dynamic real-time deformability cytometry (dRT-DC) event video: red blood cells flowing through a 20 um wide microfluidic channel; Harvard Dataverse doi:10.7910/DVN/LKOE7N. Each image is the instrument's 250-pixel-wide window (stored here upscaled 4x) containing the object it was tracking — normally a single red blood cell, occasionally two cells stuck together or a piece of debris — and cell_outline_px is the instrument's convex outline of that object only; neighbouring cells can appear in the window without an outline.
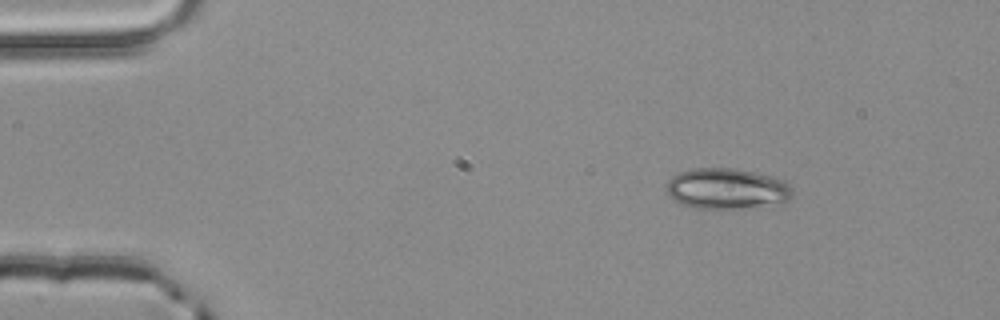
{"species": "common noctule bat (a hibernating species)", "species_latin": "Nyctalus noctula", "temperature_condition": "room temperature", "stored_images_in_passage": 3, "camera_frame_rate_fps": 3000, "um_per_image_px": 0.085, "animal": {"sex": "male", "body_mass_g": 20.4}, "frame": {"image": 1, "passage_image": 1, "time_ms": 0.0, "image_size_px": [1000, 320], "cell_outline_px": [[792, 196], [788, 200], [740, 208], [692, 208], [680, 204], [672, 200], [668, 196], [664, 188], [664, 184], [676, 172], [692, 168], [736, 168], [772, 176], [784, 180], [792, 188]], "centroid_in_image_um": [61.66, 16.01], "position_along_channel_um": 23.3, "area_um2": 30.11}}